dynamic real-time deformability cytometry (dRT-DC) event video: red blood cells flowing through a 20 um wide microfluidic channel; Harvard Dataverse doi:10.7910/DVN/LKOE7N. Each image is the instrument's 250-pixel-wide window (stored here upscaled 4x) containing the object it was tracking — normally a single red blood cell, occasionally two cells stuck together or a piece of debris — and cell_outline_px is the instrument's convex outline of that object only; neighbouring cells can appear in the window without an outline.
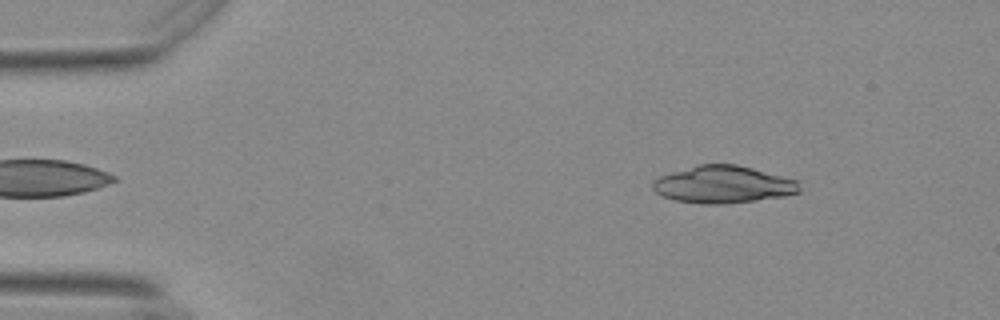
{"species": "Egyptian fruit bat (a non-hibernating species)", "species_latin": "Rousettus aegyptiacus", "temperature_condition": "warm", "stored_images_in_passage": 49, "camera_frame_rate_fps": 3000, "um_per_image_px": 0.085, "animal": {"sex": "female"}, "frame": {"image": 1, "passage_image": 2, "time_ms": 0.333, "image_size_px": [1000, 320], "cell_outline_px": [[800, 192], [784, 196], [756, 200], [724, 204], [700, 204], [676, 200], [664, 196], [656, 192], [652, 188], [652, 184], [660, 176], [672, 172], [700, 164], [736, 164], [752, 168], [796, 180], [800, 188]], "centroid_in_image_um": [61.47, 15.69], "position_along_channel_um": 23.5, "area_um2": 31.5}}
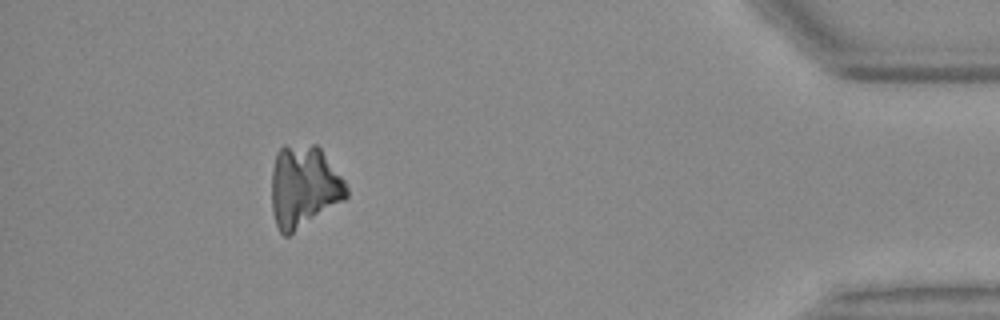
{"frame": {"image": 2, "passage_image": 44, "time_ms": 14.333, "image_size_px": [1000, 320], "cell_outline_px": [[348, 196], [344, 200], [288, 236], [284, 236], [280, 232], [276, 224], [272, 212], [272, 168], [276, 152], [284, 144], [316, 144], [320, 148], [344, 180], [348, 188]], "centroid_in_image_um": [25.81, 15.84], "position_along_channel_um": 409.4, "area_um2": 35.95}}